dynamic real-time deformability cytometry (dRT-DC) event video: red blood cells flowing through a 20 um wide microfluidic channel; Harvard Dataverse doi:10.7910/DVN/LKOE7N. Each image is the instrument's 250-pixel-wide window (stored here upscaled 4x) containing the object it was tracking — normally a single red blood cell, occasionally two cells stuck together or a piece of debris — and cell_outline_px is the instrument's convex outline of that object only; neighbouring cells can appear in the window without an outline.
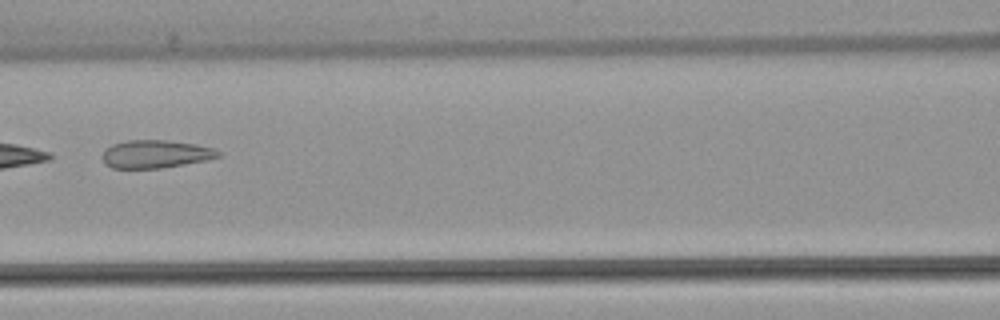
{"species": "common noctule bat (a hibernating species)", "species_latin": "Nyctalus noctula", "temperature_condition": "warm", "stored_images_in_passage": 8, "camera_frame_rate_fps": 3000, "um_per_image_px": 0.085, "animal": {"sex": "female", "body_mass_g": 22.7, "forearm_length_mm": 54.2}, "frame": {"image": 1, "passage_image": 7, "time_ms": 7.333, "image_size_px": [1000, 320], "cell_outline_px": [[224, 156], [208, 160], [160, 168], [112, 168], [104, 164], [100, 156], [104, 148], [112, 144], [128, 140], [164, 140], [196, 144], [216, 148]], "centroid_in_image_um": [13.22, 13.09], "position_along_channel_um": 153.4, "area_um2": 19.25}}
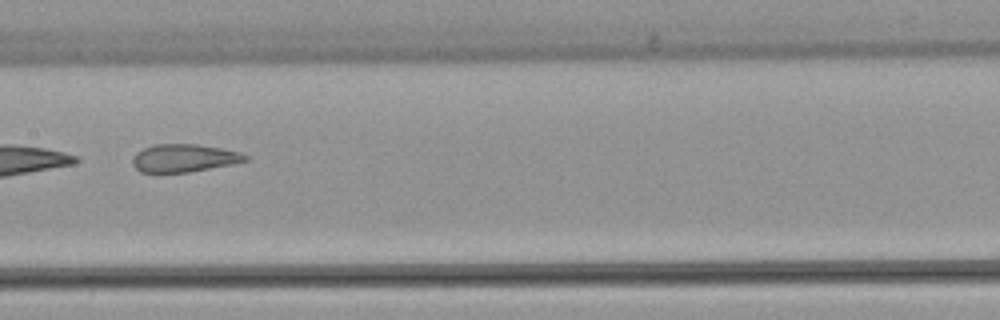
{"frame": {"image": 2, "passage_image": 8, "time_ms": 8.333, "image_size_px": [1000, 320], "cell_outline_px": [[248, 160], [232, 164], [188, 172], [140, 172], [132, 164], [132, 156], [136, 152], [144, 148], [156, 144], [196, 144], [220, 148], [240, 152], [248, 156]], "centroid_in_image_um": [15.62, 13.43], "position_along_channel_um": 191.8, "area_um2": 18.21}}